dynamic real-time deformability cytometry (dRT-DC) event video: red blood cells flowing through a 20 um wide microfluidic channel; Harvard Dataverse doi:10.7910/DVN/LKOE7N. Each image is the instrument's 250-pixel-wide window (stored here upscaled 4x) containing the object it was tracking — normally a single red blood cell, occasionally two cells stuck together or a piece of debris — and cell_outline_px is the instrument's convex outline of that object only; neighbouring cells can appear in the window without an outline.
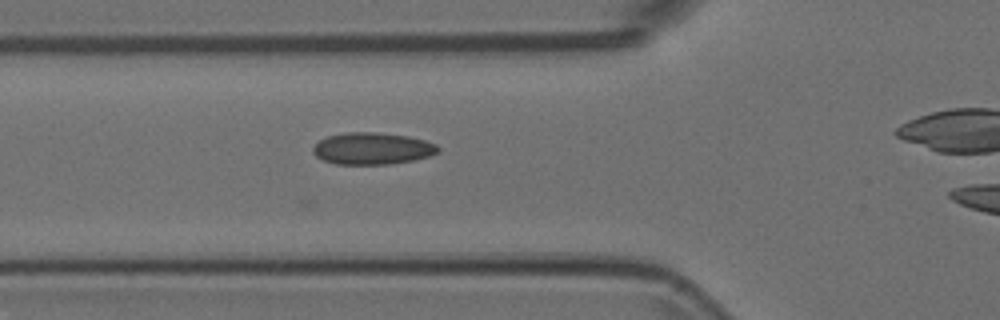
{"species": "Egyptian fruit bat (a non-hibernating species)", "species_latin": "Rousettus aegyptiacus", "temperature_condition": "room temperature", "stored_images_in_passage": 29, "camera_frame_rate_fps": 3000, "um_per_image_px": 0.085, "animal": {"sex": "female"}, "frame": {"image": 1, "passage_image": 7, "time_ms": 2.0, "image_size_px": [1000, 320], "cell_outline_px": [[440, 152], [428, 156], [412, 160], [388, 164], [336, 164], [324, 160], [316, 156], [312, 152], [312, 148], [320, 140], [328, 136], [348, 132], [376, 132], [408, 136], [424, 140], [436, 144], [440, 148]], "centroid_in_image_um": [31.65, 12.62], "position_along_channel_um": 94.1, "area_um2": 23.12}}
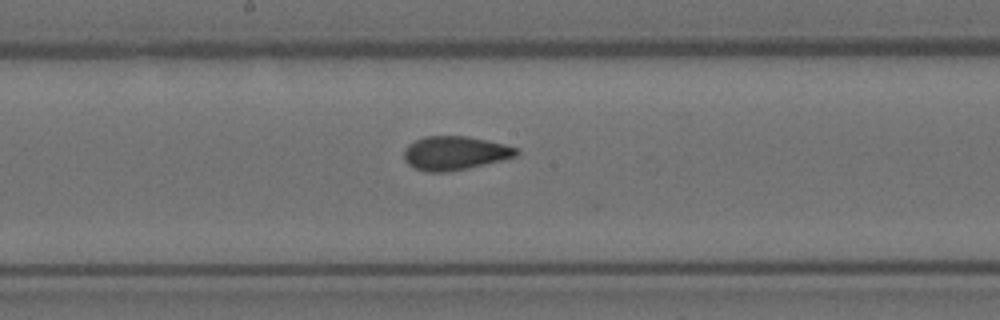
{"frame": {"image": 2, "passage_image": 16, "time_ms": 5.0, "image_size_px": [1000, 320], "cell_outline_px": [[520, 152], [516, 156], [468, 168], [444, 172], [424, 172], [408, 164], [404, 160], [404, 148], [408, 144], [424, 136], [468, 136], [504, 144], [516, 148]], "centroid_in_image_um": [38.62, 13.01], "position_along_channel_um": 209.6, "area_um2": 22.02}}
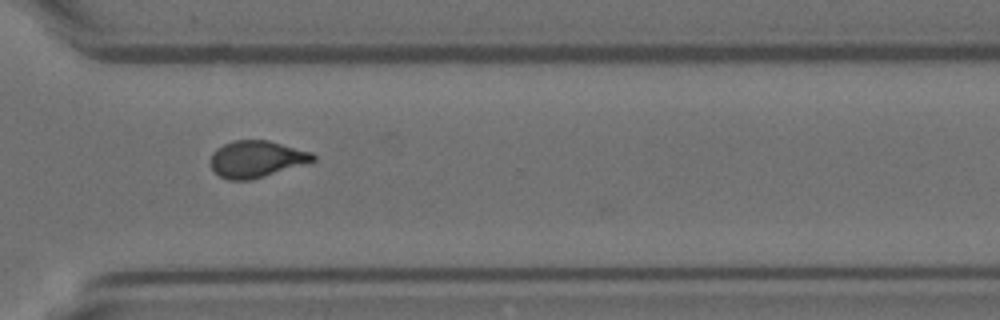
{"frame": {"image": 3, "passage_image": 27, "time_ms": 8.667, "image_size_px": [1000, 320], "cell_outline_px": [[316, 160], [264, 176], [248, 180], [228, 180], [220, 176], [212, 168], [212, 152], [216, 148], [232, 140], [268, 140], [312, 152], [316, 156]], "centroid_in_image_um": [21.8, 13.5], "position_along_channel_um": 348.8, "area_um2": 21.68}}